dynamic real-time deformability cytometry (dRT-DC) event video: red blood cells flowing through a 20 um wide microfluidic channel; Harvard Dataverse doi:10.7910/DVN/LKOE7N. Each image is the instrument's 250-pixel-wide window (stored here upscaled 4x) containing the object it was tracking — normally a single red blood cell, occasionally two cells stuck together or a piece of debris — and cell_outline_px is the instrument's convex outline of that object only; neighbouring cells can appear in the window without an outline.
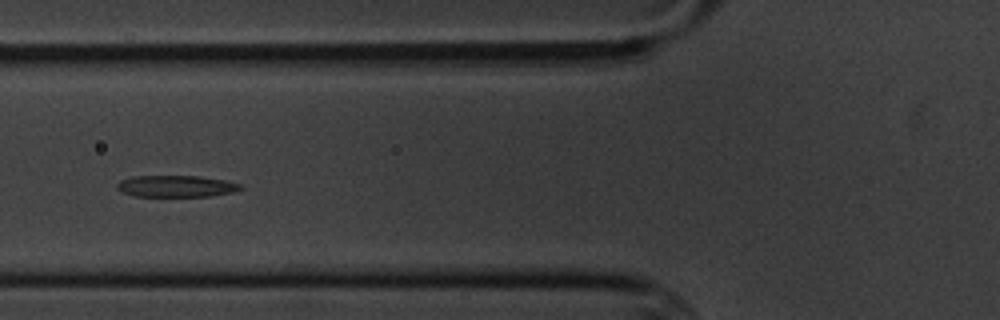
{"species": "common noctule bat (a hibernating species)", "species_latin": "Nyctalus noctula", "temperature_condition": "cold", "stored_images_in_passage": 10, "camera_frame_rate_fps": 3000, "um_per_image_px": 0.085, "animal": {"sex": "male", "body_mass_g": 20.1, "forearm_length_mm": 53.5}, "frame": {"image": 1, "passage_image": 6, "time_ms": 6.0, "image_size_px": [1000, 320], "cell_outline_px": [[244, 188], [232, 192], [212, 196], [132, 196], [120, 192], [116, 188], [116, 184], [120, 180], [132, 176], [200, 176], [224, 180], [244, 184]], "centroid_in_image_um": [14.96, 15.83], "position_along_channel_um": 110.8, "area_um2": 15.78}}
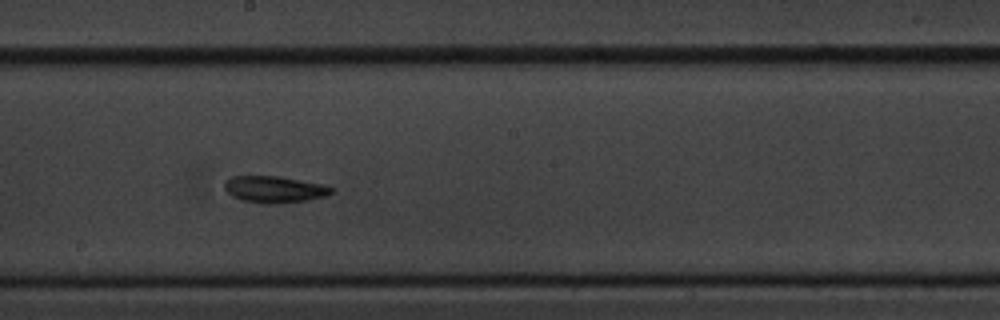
{"frame": {"image": 2, "passage_image": 9, "time_ms": 9.333, "image_size_px": [1000, 320], "cell_outline_px": [[332, 192], [324, 196], [308, 200], [280, 204], [260, 204], [240, 200], [232, 196], [224, 188], [224, 180], [232, 176], [276, 176], [324, 184], [332, 188]], "centroid_in_image_um": [23.27, 16.11], "position_along_channel_um": 224.9, "area_um2": 16.76}}
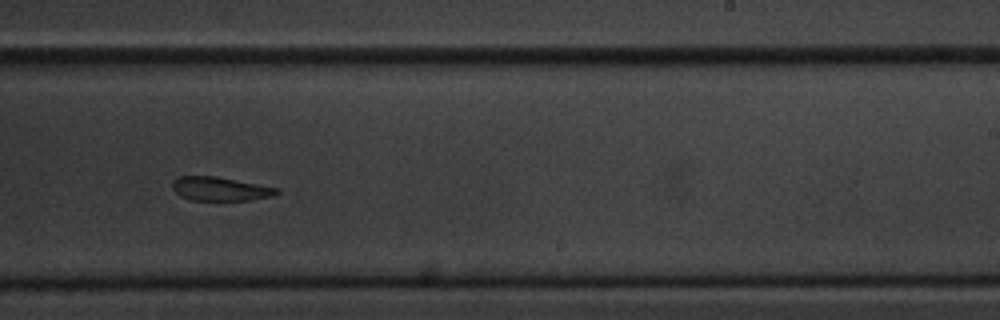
{"frame": {"image": 3, "passage_image": 10, "time_ms": 10.667, "image_size_px": [1000, 320], "cell_outline_px": [[280, 192], [272, 196], [248, 200], [192, 200], [180, 196], [172, 188], [172, 180], [180, 176], [216, 176], [280, 188]], "centroid_in_image_um": [18.71, 16.05], "position_along_channel_um": 270.3, "area_um2": 14.51}}